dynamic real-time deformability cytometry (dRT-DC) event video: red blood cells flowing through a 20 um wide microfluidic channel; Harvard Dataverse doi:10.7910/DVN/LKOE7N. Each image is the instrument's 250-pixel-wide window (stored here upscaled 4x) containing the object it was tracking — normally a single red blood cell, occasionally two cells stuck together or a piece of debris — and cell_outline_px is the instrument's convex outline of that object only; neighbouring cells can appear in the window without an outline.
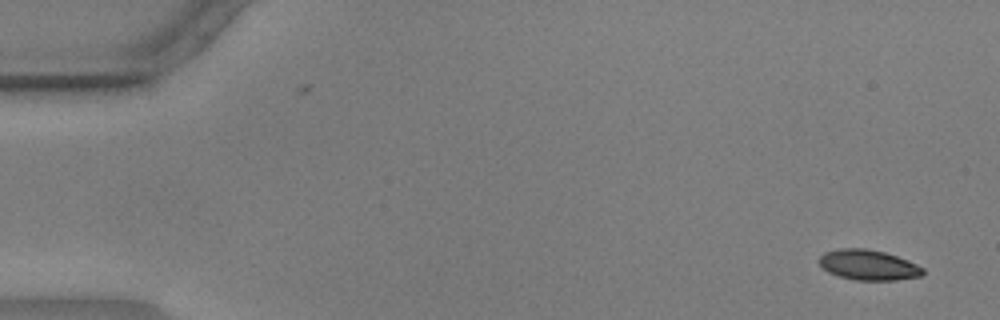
{"species": "common noctule bat (a hibernating species)", "species_latin": "Nyctalus noctula", "temperature_condition": "warm", "stored_images_in_passage": 55, "camera_frame_rate_fps": 3000, "um_per_image_px": 0.085, "animal": {"sex": "male", "body_mass_g": 17.9, "forearm_length_mm": 54.2}, "frame": {"image": 1, "passage_image": 1, "time_ms": 0.0, "image_size_px": [1000, 320], "cell_outline_px": [[924, 272], [920, 276], [896, 280], [856, 280], [840, 276], [828, 272], [816, 260], [824, 252], [840, 248], [864, 248], [884, 252], [908, 260], [924, 268]], "centroid_in_image_um": [73.79, 22.51], "position_along_channel_um": 11.2, "area_um2": 18.26}}
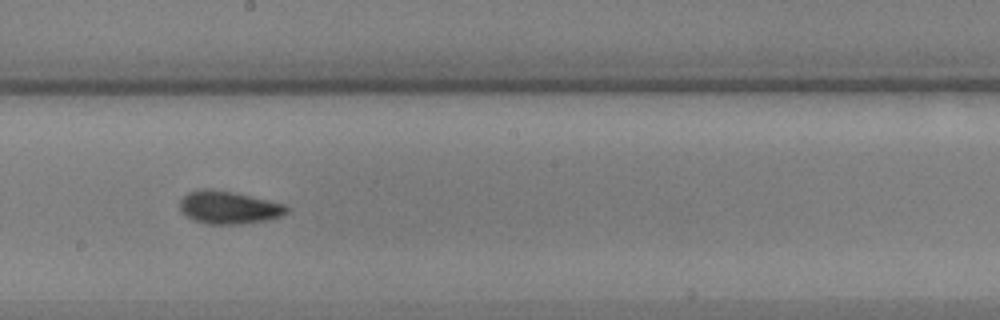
{"frame": {"image": 2, "passage_image": 30, "time_ms": 9.667, "image_size_px": [1000, 320], "cell_outline_px": [[288, 212], [280, 216], [268, 220], [240, 224], [204, 224], [192, 220], [180, 208], [180, 200], [188, 192], [204, 188], [208, 188], [232, 192], [268, 200], [284, 204], [288, 208]], "centroid_in_image_um": [19.43, 17.64], "position_along_channel_um": 228.8, "area_um2": 20.29}}
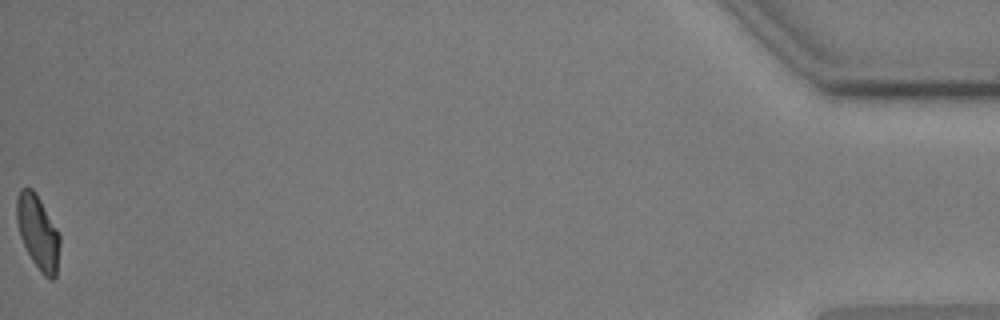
{"frame": {"image": 3, "passage_image": 55, "time_ms": 18.0, "image_size_px": [1000, 320], "cell_outline_px": [[60, 244], [56, 276], [52, 280], [48, 280], [40, 272], [32, 260], [20, 236], [16, 220], [16, 196], [20, 188], [32, 188], [36, 192], [60, 236]], "centroid_in_image_um": [3.21, 19.74], "position_along_channel_um": 432.0, "area_um2": 18.61}, "authors_computed_cell_mechanics": {"area_um2": 19.1318, "velocity_mm_per_s": 3.5812, "shape_relaxation_time_tau1_ms": 5.5771, "shape_relaxation_time_tau2_ms": 2.7965, "deformation_change_tau1": 0.1434, "deformation_change_tau2": 0.0721}}